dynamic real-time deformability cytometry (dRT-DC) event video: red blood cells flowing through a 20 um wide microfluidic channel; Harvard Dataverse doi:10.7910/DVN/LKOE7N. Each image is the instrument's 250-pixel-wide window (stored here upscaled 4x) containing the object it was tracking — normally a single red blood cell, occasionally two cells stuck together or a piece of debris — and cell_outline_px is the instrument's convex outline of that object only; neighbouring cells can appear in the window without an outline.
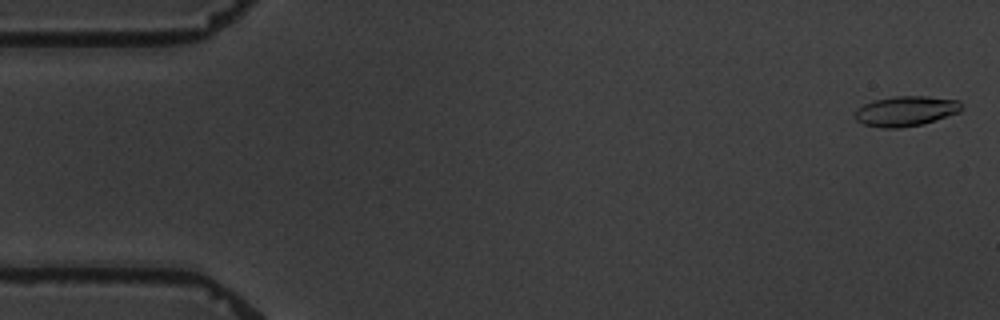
{"species": "common noctule bat (a hibernating species)", "species_latin": "Nyctalus noctula", "temperature_condition": "warm", "stored_images_in_passage": 3, "camera_frame_rate_fps": 3000, "um_per_image_px": 0.085, "animal": {"sex": "male", "body_mass_g": 19.5, "forearm_length_mm": 54.6}, "frame": {"image": 1, "passage_image": 3, "time_ms": 3.333, "image_size_px": [1000, 320], "cell_outline_px": [[964, 108], [960, 112], [920, 124], [900, 128], [880, 128], [864, 124], [856, 120], [856, 112], [864, 104], [876, 100], [896, 96], [924, 96], [960, 100]], "centroid_in_image_um": [77.04, 9.44], "position_along_channel_um": 8.0, "area_um2": 18.44}}